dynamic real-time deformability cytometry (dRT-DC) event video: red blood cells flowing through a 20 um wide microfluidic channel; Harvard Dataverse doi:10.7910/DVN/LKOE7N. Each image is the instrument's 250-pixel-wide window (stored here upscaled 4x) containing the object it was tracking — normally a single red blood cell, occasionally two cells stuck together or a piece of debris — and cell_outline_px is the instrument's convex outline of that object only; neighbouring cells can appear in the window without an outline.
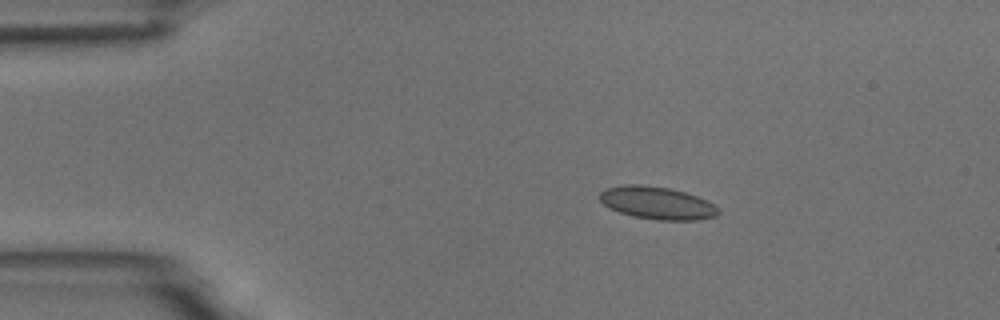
{"species": "common noctule bat (a hibernating species)", "species_latin": "Nyctalus noctula", "temperature_condition": "room temperature", "stored_images_in_passage": 46, "camera_frame_rate_fps": 3000, "um_per_image_px": 0.085, "animal": {"sex": "male", "body_mass_g": 18.8}, "frame": {"image": 1, "passage_image": 1, "time_ms": 0.0, "image_size_px": [1000, 320], "cell_outline_px": [[720, 212], [716, 216], [696, 220], [656, 220], [632, 216], [620, 212], [604, 204], [600, 200], [600, 192], [604, 188], [624, 184], [640, 184], [668, 188], [684, 192], [696, 196], [712, 204]], "centroid_in_image_um": [55.81, 17.25], "position_along_channel_um": 29.2, "area_um2": 22.31}}
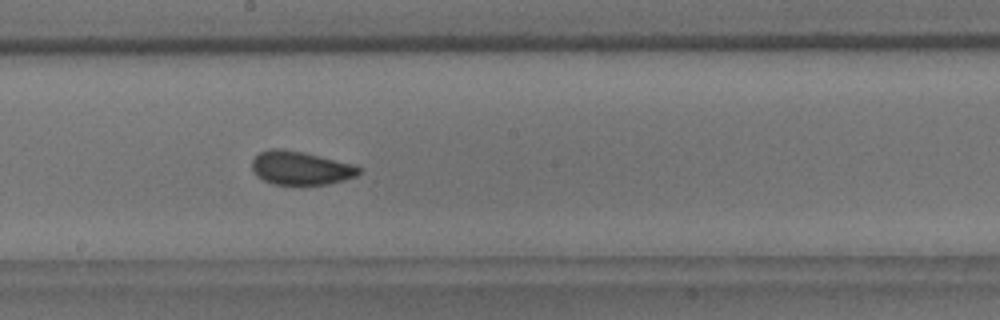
{"frame": {"image": 2, "passage_image": 21, "time_ms": 6.667, "image_size_px": [1000, 320], "cell_outline_px": [[360, 172], [356, 176], [344, 180], [328, 184], [272, 184], [256, 176], [252, 168], [252, 160], [260, 152], [272, 148], [280, 148], [304, 152], [356, 164], [360, 168]], "centroid_in_image_um": [25.57, 14.27], "position_along_channel_um": 222.6, "area_um2": 20.98}}
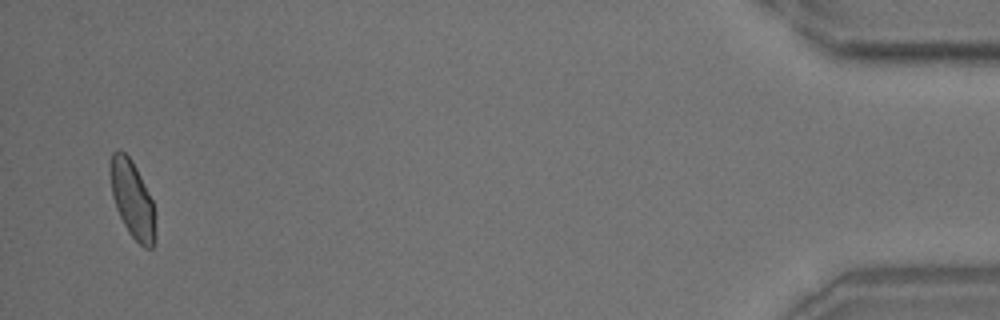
{"frame": {"image": 3, "passage_image": 44, "time_ms": 14.333, "image_size_px": [1000, 320], "cell_outline_px": [[156, 240], [152, 248], [144, 248], [128, 232], [116, 208], [112, 196], [108, 172], [112, 152], [120, 148], [132, 160], [152, 200], [156, 212]], "centroid_in_image_um": [11.25, 16.95], "position_along_channel_um": 423.9, "area_um2": 20.69}, "authors_computed_cell_mechanics": {"area_um2": 20.7213, "velocity_mm_per_s": 3.7171, "shape_relaxation_time_tau1_ms": 5.601, "shape_relaxation_time_tau2_ms": 0.95, "deformation_change_tau1": 0.1052, "deformation_change_tau2": 0.0663}}